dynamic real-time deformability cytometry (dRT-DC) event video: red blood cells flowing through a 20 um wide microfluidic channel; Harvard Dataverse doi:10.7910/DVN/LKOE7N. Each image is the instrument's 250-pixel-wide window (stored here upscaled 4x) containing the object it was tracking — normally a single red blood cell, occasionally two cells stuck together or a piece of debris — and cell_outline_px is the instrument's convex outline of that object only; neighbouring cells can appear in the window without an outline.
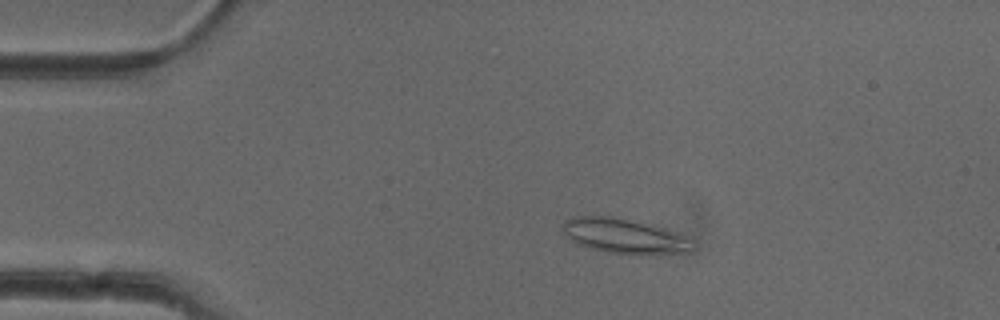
{"species": "common noctule bat (a hibernating species)", "species_latin": "Nyctalus noctula", "temperature_condition": "cold", "stored_images_in_passage": 51, "camera_frame_rate_fps": 3000, "um_per_image_px": 0.085, "animal": {"sex": "female"}, "frame": {"image": 1, "passage_image": 10, "time_ms": 3.0, "image_size_px": [1000, 320], "cell_outline_px": [[696, 248], [692, 252], [648, 256], [632, 256], [608, 252], [576, 244], [564, 232], [564, 220], [576, 216], [616, 216], [644, 224], [688, 240]], "centroid_in_image_um": [53.02, 20.12], "position_along_channel_um": 32.0, "area_um2": 25.89}}
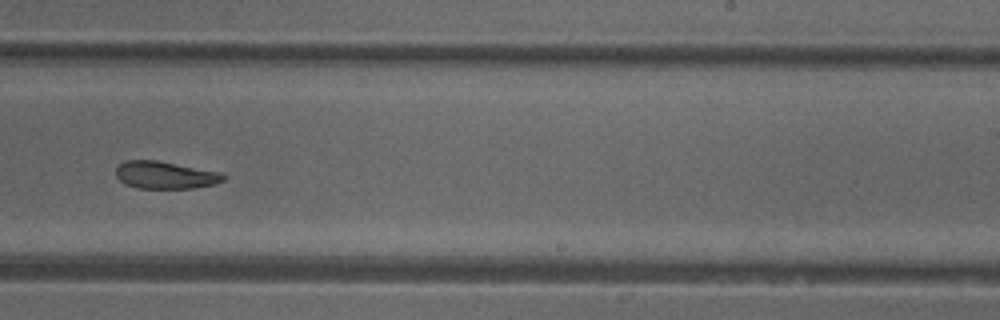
{"frame": {"image": 2, "passage_image": 32, "time_ms": 10.333, "image_size_px": [1000, 320], "cell_outline_px": [[224, 180], [216, 184], [192, 188], [140, 188], [124, 184], [116, 176], [116, 168], [124, 160], [156, 160], [220, 172], [224, 176]], "centroid_in_image_um": [14.02, 14.88], "position_along_channel_um": 275.0, "area_um2": 17.05}}
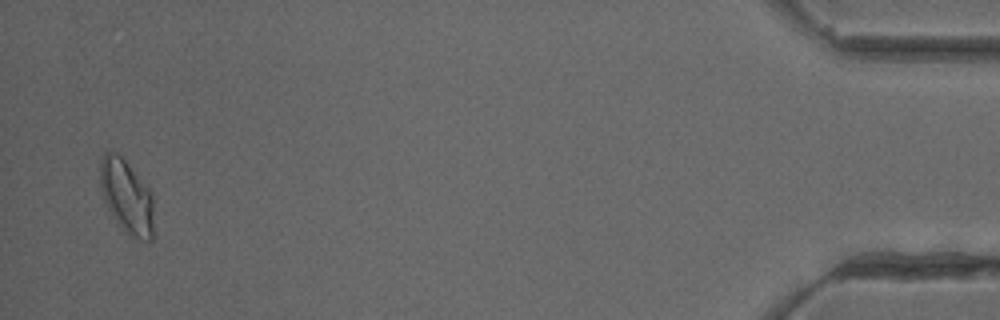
{"frame": {"image": 3, "passage_image": 50, "time_ms": 16.333, "image_size_px": [1000, 320], "cell_outline_px": [[152, 240], [148, 244], [128, 236], [120, 228], [104, 200], [100, 188], [100, 156], [108, 148], [116, 152], [124, 160], [148, 188], [152, 196]], "centroid_in_image_um": [10.74, 16.73], "position_along_channel_um": 424.5, "area_um2": 23.24}, "authors_computed_cell_mechanics": {"area_um2": 19.363, "velocity_mm_per_s": 3.9828, "shape_relaxation_time_tau1_ms": null, "shape_relaxation_time_tau2_ms": 4.059, "deformation_change_tau1": null, "deformation_change_tau2": 0.1059}}